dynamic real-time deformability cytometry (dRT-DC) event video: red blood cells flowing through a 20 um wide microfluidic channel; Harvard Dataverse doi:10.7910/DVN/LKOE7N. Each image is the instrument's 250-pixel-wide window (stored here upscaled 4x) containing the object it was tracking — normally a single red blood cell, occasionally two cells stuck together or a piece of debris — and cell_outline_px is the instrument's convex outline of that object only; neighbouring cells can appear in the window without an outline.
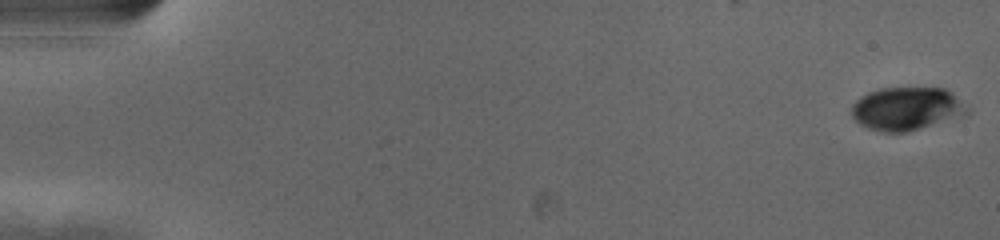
{"species": "human", "species_latin": "Homo sapiens", "temperature_condition": "cold", "stored_images_in_passage": 32, "camera_frame_rate_fps": 3000, "um_per_image_px": 0.085, "donor": {"sex": "female"}, "frame": {"image": 1, "passage_image": 1, "time_ms": 0.0, "image_size_px": [1000, 240], "cell_outline_px": [[968, 116], [908, 132], [884, 132], [868, 128], [860, 124], [852, 116], [852, 104], [860, 96], [868, 92], [880, 88], [944, 88], [952, 92], [968, 108]], "centroid_in_image_um": [77.1, 9.25], "position_along_channel_um": 7.9, "area_um2": 29.42}}
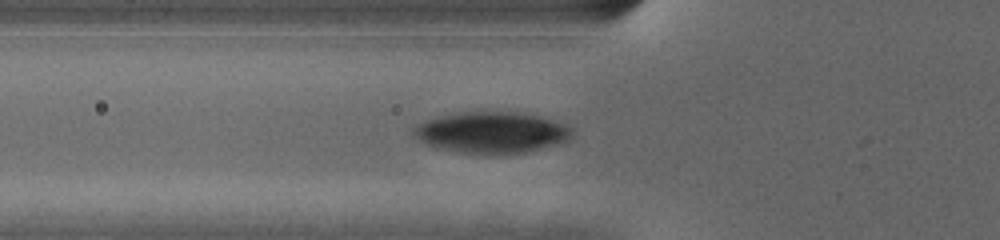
{"frame": {"image": 2, "passage_image": 21, "time_ms": 6.667, "image_size_px": [1000, 240], "cell_outline_px": [[572, 136], [568, 140], [524, 152], [460, 152], [428, 144], [420, 140], [412, 132], [412, 128], [428, 120], [440, 116], [464, 112], [512, 112], [536, 116], [564, 124], [572, 128]], "centroid_in_image_um": [41.79, 11.23], "position_along_channel_um": 84.0, "area_um2": 36.47}}
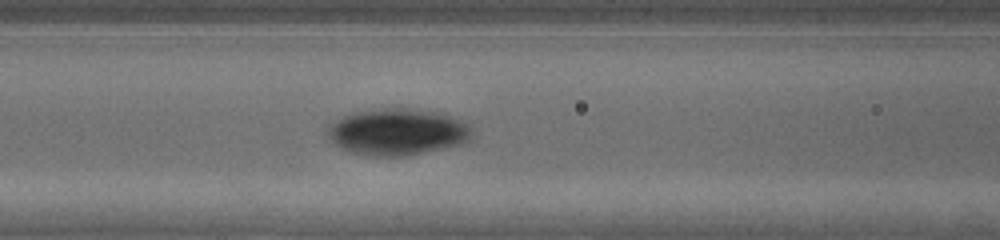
{"frame": {"image": 3, "passage_image": 25, "time_ms": 8.0, "image_size_px": [1000, 240], "cell_outline_px": [[468, 140], [420, 152], [400, 156], [380, 156], [352, 152], [344, 148], [332, 140], [328, 132], [332, 124], [344, 116], [360, 112], [432, 112], [448, 116], [464, 124], [468, 128]], "centroid_in_image_um": [33.7, 11.27], "position_along_channel_um": 132.9, "area_um2": 35.43}}